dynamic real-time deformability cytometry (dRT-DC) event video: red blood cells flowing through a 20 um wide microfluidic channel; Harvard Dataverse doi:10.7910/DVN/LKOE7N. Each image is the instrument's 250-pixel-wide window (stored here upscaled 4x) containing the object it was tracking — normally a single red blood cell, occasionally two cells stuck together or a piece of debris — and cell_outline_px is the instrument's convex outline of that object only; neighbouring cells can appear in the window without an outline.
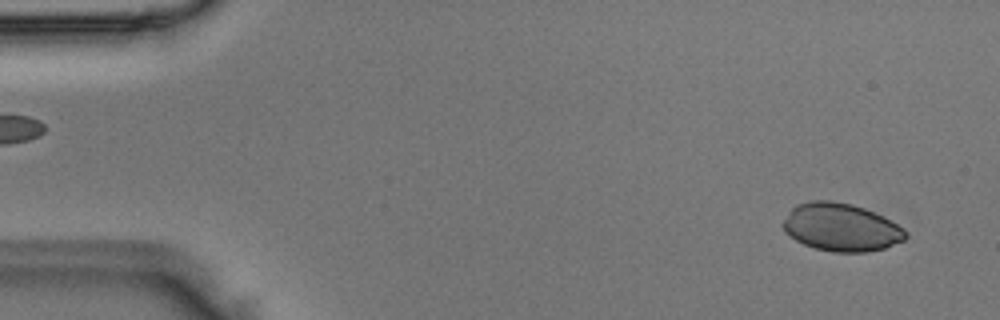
{"species": "Egyptian fruit bat (a non-hibernating species)", "species_latin": "Rousettus aegyptiacus", "temperature_condition": "room temperature", "stored_images_in_passage": 4, "camera_frame_rate_fps": 3000, "um_per_image_px": 0.085, "animal": {"sex": "male"}, "frame": {"image": 1, "passage_image": 1, "time_ms": 0.0, "image_size_px": [1000, 320], "cell_outline_px": [[908, 236], [904, 240], [884, 248], [864, 252], [832, 252], [816, 248], [804, 244], [796, 240], [784, 232], [780, 224], [788, 212], [796, 204], [812, 200], [832, 200], [852, 204], [864, 208], [884, 216], [904, 228], [908, 232]], "centroid_in_image_um": [71.48, 19.31], "position_along_channel_um": 13.5, "area_um2": 34.51}}